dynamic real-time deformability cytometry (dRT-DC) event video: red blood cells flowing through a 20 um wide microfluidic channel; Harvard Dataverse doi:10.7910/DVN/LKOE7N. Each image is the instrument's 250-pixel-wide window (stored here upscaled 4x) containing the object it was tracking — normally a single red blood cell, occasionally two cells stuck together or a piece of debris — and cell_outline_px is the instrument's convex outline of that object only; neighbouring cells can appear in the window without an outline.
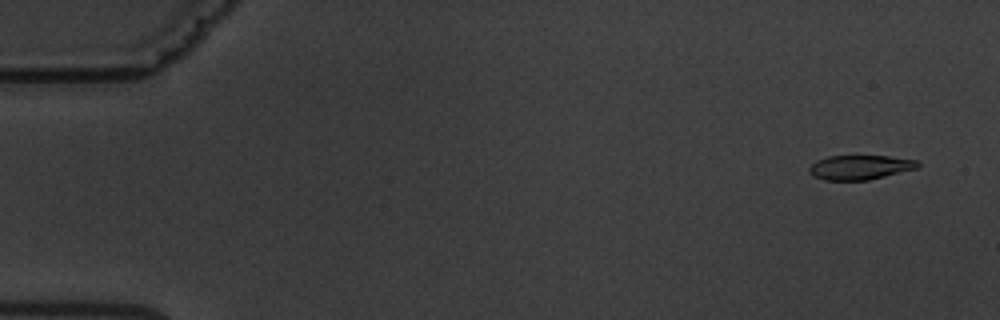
{"species": "common noctule bat (a hibernating species)", "species_latin": "Nyctalus noctula", "temperature_condition": "warm", "stored_images_in_passage": 5, "camera_frame_rate_fps": 3000, "um_per_image_px": 0.085, "animal": {"sex": "male", "body_mass_g": 19.5, "forearm_length_mm": 54.6}, "frame": {"image": 1, "passage_image": 1, "time_ms": 0.0, "image_size_px": [1000, 320], "cell_outline_px": [[920, 164], [916, 168], [868, 180], [824, 180], [812, 176], [808, 172], [808, 168], [816, 160], [828, 156], [888, 156], [916, 160]], "centroid_in_image_um": [73.03, 14.22], "position_along_channel_um": 12.0, "area_um2": 15.37}}
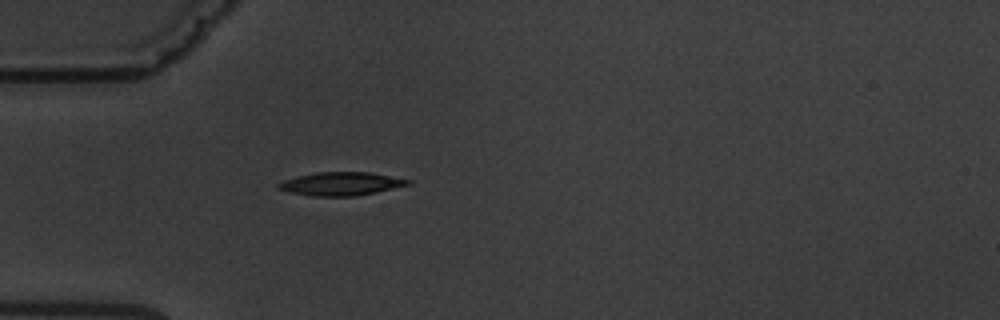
{"frame": {"image": 2, "passage_image": 5, "time_ms": 4.667, "image_size_px": [1000, 320], "cell_outline_px": [[412, 184], [376, 192], [356, 196], [312, 196], [292, 192], [276, 188], [276, 184], [284, 180], [296, 176], [316, 172], [368, 172], [412, 180]], "centroid_in_image_um": [28.99, 15.62], "position_along_channel_um": 56.0, "area_um2": 17.57}}